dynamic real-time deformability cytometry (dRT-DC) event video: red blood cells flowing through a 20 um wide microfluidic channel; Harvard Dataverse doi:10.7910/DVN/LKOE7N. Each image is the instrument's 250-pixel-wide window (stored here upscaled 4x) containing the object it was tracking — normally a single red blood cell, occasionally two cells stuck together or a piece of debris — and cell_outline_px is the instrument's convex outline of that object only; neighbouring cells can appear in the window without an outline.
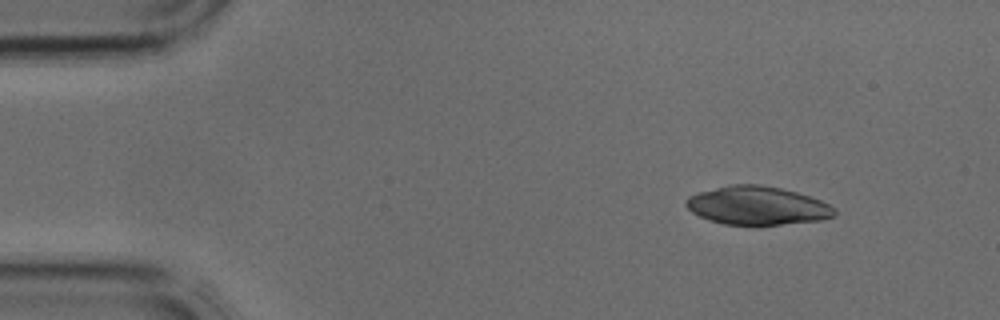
{"species": "common noctule bat (a hibernating species)", "species_latin": "Nyctalus noctula", "temperature_condition": "cold", "stored_images_in_passage": 3, "camera_frame_rate_fps": 3000, "um_per_image_px": 0.085, "animal": {"sex": "male", "body_mass_g": 17.9, "forearm_length_mm": 54.2}, "frame": {"image": 1, "passage_image": 1, "time_ms": 0.0, "image_size_px": [1000, 320], "cell_outline_px": [[836, 216], [820, 220], [780, 224], [724, 224], [708, 220], [692, 212], [684, 204], [684, 200], [688, 196], [700, 192], [732, 184], [760, 184], [780, 188], [796, 192], [820, 200], [836, 208]], "centroid_in_image_um": [64.36, 17.47], "position_along_channel_um": 20.6, "area_um2": 33.0}}